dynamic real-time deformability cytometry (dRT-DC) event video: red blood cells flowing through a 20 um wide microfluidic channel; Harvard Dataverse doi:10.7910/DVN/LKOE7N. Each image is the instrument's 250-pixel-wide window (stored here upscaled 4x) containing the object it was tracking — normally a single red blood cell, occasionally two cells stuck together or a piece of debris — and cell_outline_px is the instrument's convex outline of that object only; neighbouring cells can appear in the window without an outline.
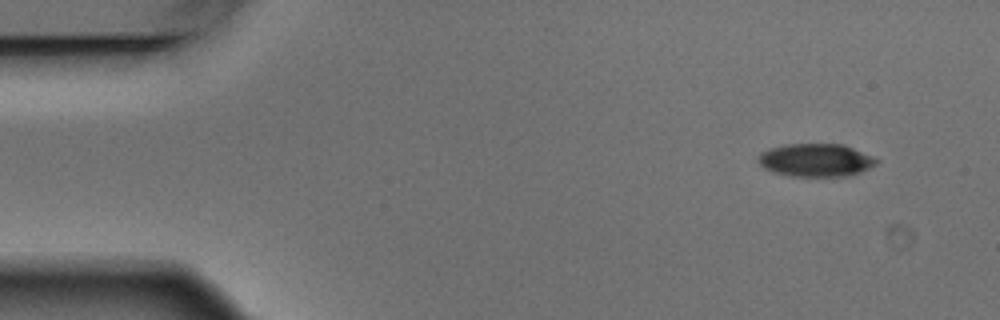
{"species": "Egyptian fruit bat (a non-hibernating species)", "species_latin": "Rousettus aegyptiacus", "temperature_condition": "warm", "stored_images_in_passage": 5, "segment_of_instrument_passage": [1, 2], "camera_frame_rate_fps": 3000, "um_per_image_px": 0.085, "animal": {"sex": "male"}, "frame": {"image": 1, "passage_image": 1, "time_ms": 0.0, "image_size_px": [1000, 320], "cell_outline_px": [[880, 160], [876, 164], [860, 172], [848, 176], [792, 176], [772, 172], [764, 168], [756, 160], [760, 152], [784, 144], [844, 144], [872, 156]], "centroid_in_image_um": [69.33, 13.61], "position_along_channel_um": 15.7, "area_um2": 22.77}}